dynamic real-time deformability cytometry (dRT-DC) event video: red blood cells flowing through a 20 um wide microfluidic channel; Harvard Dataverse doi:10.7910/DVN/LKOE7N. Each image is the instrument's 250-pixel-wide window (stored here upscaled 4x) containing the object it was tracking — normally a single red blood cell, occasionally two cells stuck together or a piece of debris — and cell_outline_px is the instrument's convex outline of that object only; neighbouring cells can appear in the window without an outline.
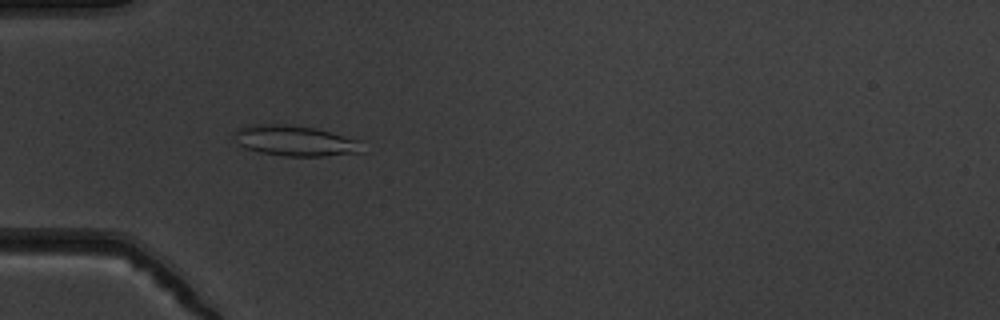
{"species": "common noctule bat (a hibernating species)", "species_latin": "Nyctalus noctula", "temperature_condition": "warm", "stored_images_in_passage": 50, "camera_frame_rate_fps": 3000, "um_per_image_px": 0.085, "animal": {"sex": "male", "body_mass_g": 19.5, "forearm_length_mm": 54.6}, "frame": {"image": 1, "passage_image": 14, "time_ms": 4.333, "image_size_px": [1000, 320], "cell_outline_px": [[364, 140], [360, 152], [324, 156], [284, 156], [260, 152], [244, 148], [232, 136], [240, 128], [256, 124], [276, 124], [316, 128]], "centroid_in_image_um": [25.14, 11.97], "position_along_channel_um": 59.9, "area_um2": 22.72}}
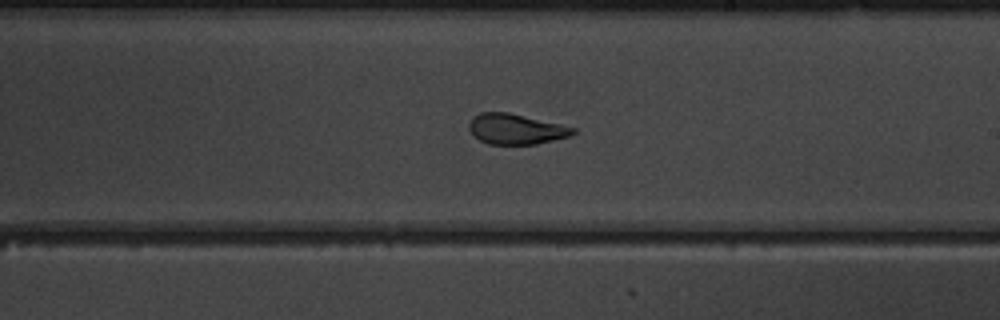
{"frame": {"image": 2, "passage_image": 29, "time_ms": 9.333, "image_size_px": [1000, 320], "cell_outline_px": [[576, 132], [568, 136], [536, 144], [488, 144], [480, 140], [468, 128], [468, 124], [472, 116], [480, 112], [508, 112], [560, 124], [576, 128]], "centroid_in_image_um": [43.82, 10.96], "position_along_channel_um": 245.2, "area_um2": 18.26}}
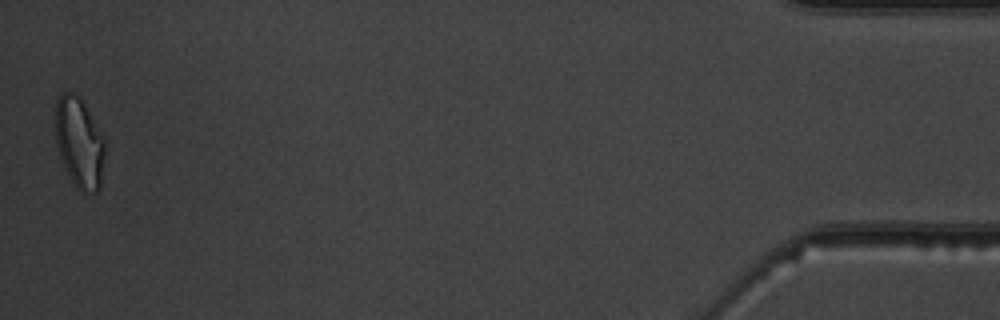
{"frame": {"image": 3, "passage_image": 50, "time_ms": 16.333, "image_size_px": [1000, 320], "cell_outline_px": [[104, 152], [100, 188], [96, 192], [80, 192], [76, 188], [60, 156], [56, 144], [56, 100], [64, 92], [72, 92], [80, 96], [104, 136]], "centroid_in_image_um": [6.75, 12.11], "position_along_channel_um": 428.4, "area_um2": 25.89}, "authors_computed_cell_mechanics": {"area_um2": 20.2589, "velocity_mm_per_s": 3.8208, "shape_relaxation_time_tau1_ms": 6.2357, "shape_relaxation_time_tau2_ms": 1.0138, "deformation_change_tau1": 0.1955, "deformation_change_tau2": 0.0885}}